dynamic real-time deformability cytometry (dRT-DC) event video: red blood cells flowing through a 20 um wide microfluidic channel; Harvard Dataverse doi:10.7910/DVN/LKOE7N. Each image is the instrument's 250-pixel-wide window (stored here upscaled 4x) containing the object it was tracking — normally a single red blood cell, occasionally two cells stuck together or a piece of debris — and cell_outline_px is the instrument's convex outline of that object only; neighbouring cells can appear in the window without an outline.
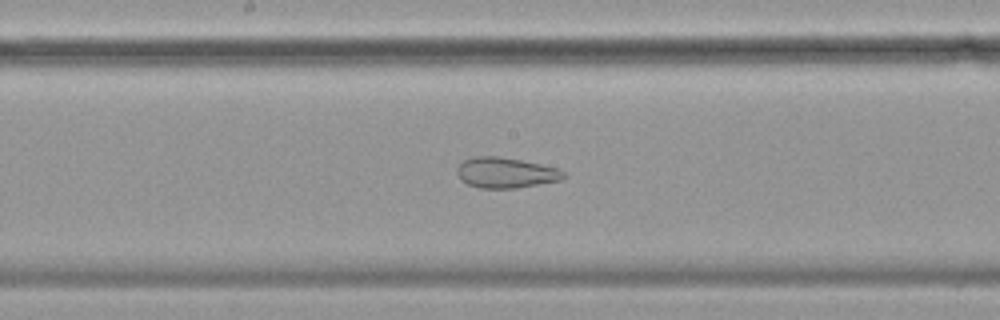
{"species": "common noctule bat (a hibernating species)", "species_latin": "Nyctalus noctula", "temperature_condition": "cold", "stored_images_in_passage": 58, "camera_frame_rate_fps": 3000, "um_per_image_px": 0.085, "animal": {"sex": "female", "body_mass_g": 19.9}, "frame": {"image": 1, "passage_image": 30, "time_ms": 9.667, "image_size_px": [1000, 320], "cell_outline_px": [[568, 176], [560, 180], [516, 188], [480, 188], [468, 184], [460, 180], [456, 172], [456, 168], [464, 160], [472, 156], [496, 156], [520, 160], [560, 168]], "centroid_in_image_um": [42.98, 14.68], "position_along_channel_um": 205.2, "area_um2": 19.02}}
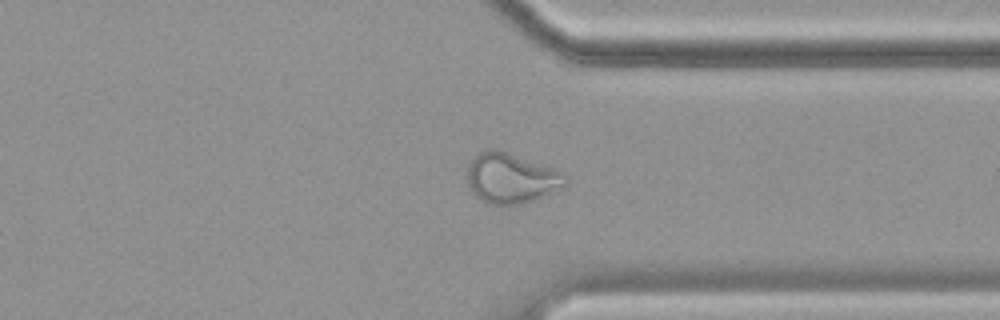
{"frame": {"image": 2, "passage_image": 44, "time_ms": 14.333, "image_size_px": [1000, 320], "cell_outline_px": [[568, 184], [532, 200], [520, 204], [488, 204], [480, 200], [468, 188], [468, 164], [484, 148], [496, 148], [556, 168], [564, 172], [568, 180]], "centroid_in_image_um": [43.44, 15.12], "position_along_channel_um": 368.0, "area_um2": 28.84}}
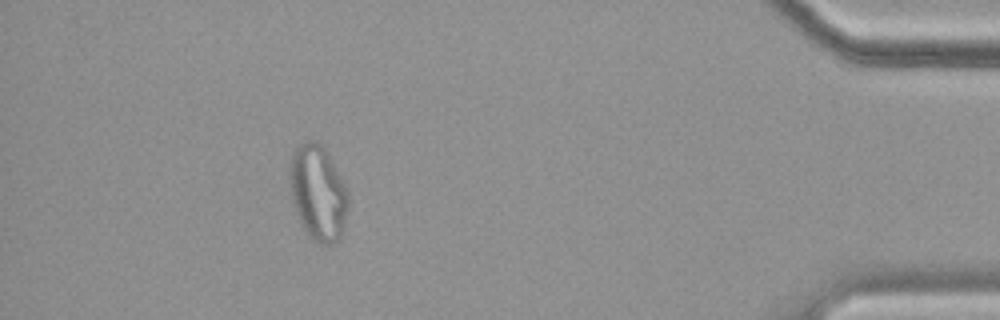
{"frame": {"image": 3, "passage_image": 52, "time_ms": 17.0, "image_size_px": [1000, 320], "cell_outline_px": [[348, 204], [344, 224], [340, 240], [336, 244], [320, 244], [300, 224], [292, 200], [288, 180], [288, 172], [292, 152], [304, 140], [312, 140], [324, 144], [348, 188]], "centroid_in_image_um": [27.03, 16.32], "position_along_channel_um": 408.2, "area_um2": 33.12}, "authors_computed_cell_mechanics": {"area_um2": 29.8826, "velocity_mm_per_s": 3.5094, "shape_relaxation_time_tau1_ms": null, "shape_relaxation_time_tau2_ms": 1.7465, "deformation_change_tau1": null, "deformation_change_tau2": 0.086}}